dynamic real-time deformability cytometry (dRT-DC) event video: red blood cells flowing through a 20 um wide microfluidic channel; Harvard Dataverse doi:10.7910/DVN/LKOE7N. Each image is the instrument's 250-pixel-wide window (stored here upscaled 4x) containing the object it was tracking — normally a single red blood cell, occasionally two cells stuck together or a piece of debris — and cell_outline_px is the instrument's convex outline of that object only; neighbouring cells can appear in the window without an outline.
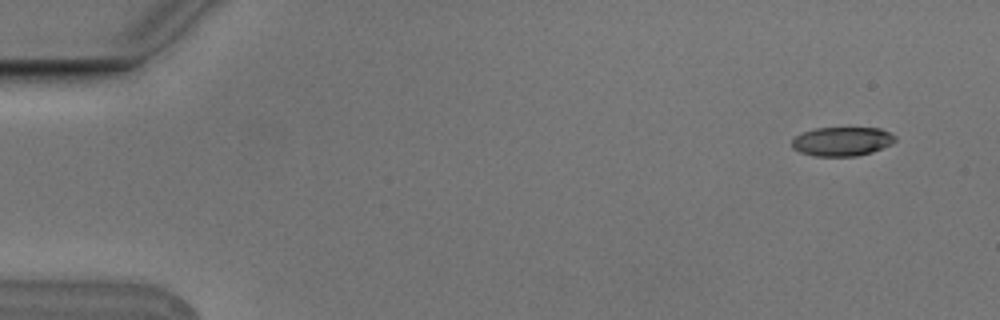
{"species": "Egyptian fruit bat (a non-hibernating species)", "species_latin": "Rousettus aegyptiacus", "temperature_condition": "cold", "stored_images_in_passage": 4, "camera_frame_rate_fps": 3000, "um_per_image_px": 0.085, "animal": {"sex": "male"}, "frame": {"image": 1, "passage_image": 1, "time_ms": 0.0, "image_size_px": [1000, 320], "cell_outline_px": [[896, 140], [892, 144], [872, 152], [856, 156], [816, 156], [800, 152], [792, 148], [792, 140], [796, 136], [804, 132], [816, 128], [880, 128], [896, 136]], "centroid_in_image_um": [71.59, 12.02], "position_along_channel_um": 13.4, "area_um2": 17.4}}
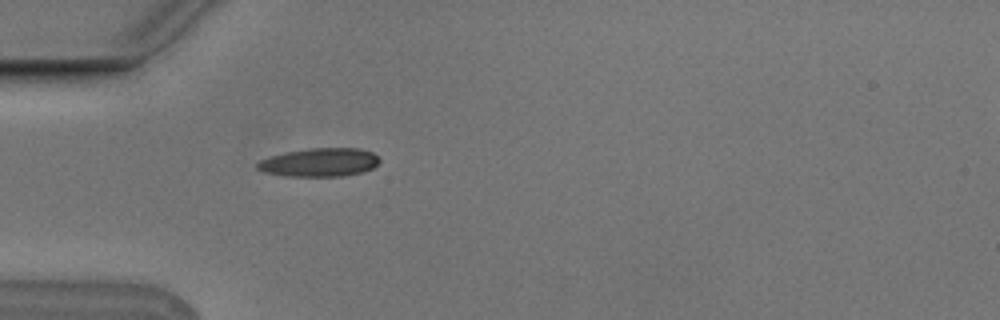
{"frame": {"image": 2, "passage_image": 4, "time_ms": 1.0, "image_size_px": [1000, 320], "cell_outline_px": [[380, 160], [372, 168], [360, 172], [344, 176], [284, 176], [264, 172], [256, 168], [256, 164], [260, 160], [272, 156], [288, 152], [312, 148], [360, 148], [372, 152]], "centroid_in_image_um": [27.15, 13.8], "position_along_channel_um": 57.9, "area_um2": 20.06}}